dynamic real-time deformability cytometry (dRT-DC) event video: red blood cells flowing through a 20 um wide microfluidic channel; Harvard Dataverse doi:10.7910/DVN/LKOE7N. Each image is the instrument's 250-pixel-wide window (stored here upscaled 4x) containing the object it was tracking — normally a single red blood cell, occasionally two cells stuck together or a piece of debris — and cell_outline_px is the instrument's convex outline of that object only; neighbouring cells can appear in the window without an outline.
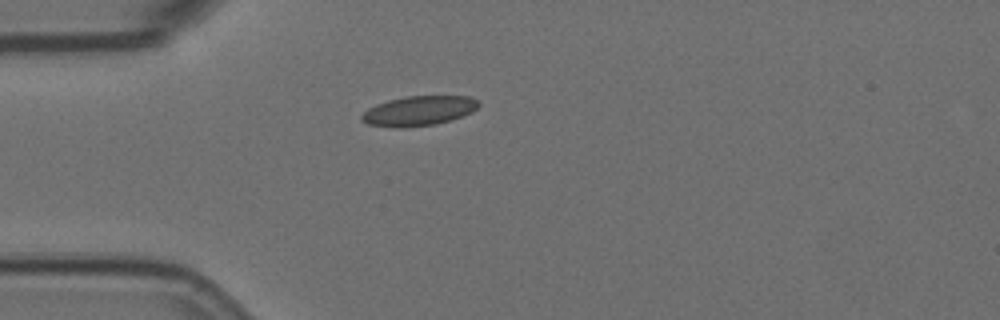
{"species": "Egyptian fruit bat (a non-hibernating species)", "species_latin": "Rousettus aegyptiacus", "temperature_condition": "room temperature", "stored_images_in_passage": 1, "camera_frame_rate_fps": 3000, "um_per_image_px": 0.085, "animal": {"sex": "female"}, "frame": {"image": 1, "passage_image": 1, "time_ms": 0.0, "image_size_px": [1000, 320], "cell_outline_px": [[480, 104], [472, 112], [452, 120], [436, 124], [404, 128], [392, 128], [368, 124], [360, 120], [360, 116], [368, 108], [376, 104], [388, 100], [408, 96], [472, 96]], "centroid_in_image_um": [35.57, 9.43], "position_along_channel_um": 49.4, "area_um2": 20.46}}